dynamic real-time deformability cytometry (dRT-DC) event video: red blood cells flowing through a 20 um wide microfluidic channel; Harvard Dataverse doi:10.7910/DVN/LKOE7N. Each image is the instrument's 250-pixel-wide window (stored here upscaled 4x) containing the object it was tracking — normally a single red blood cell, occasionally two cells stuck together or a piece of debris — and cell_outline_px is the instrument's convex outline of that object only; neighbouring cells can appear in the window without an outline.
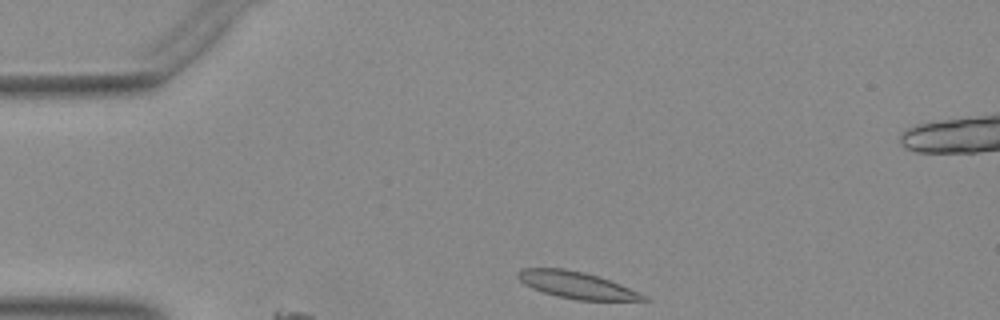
{"species": "Egyptian fruit bat (a non-hibernating species)", "species_latin": "Rousettus aegyptiacus", "temperature_condition": "warm", "stored_images_in_passage": 4, "camera_frame_rate_fps": 3000, "um_per_image_px": 0.085, "animal": {"sex": "female"}, "frame": {"image": 1, "passage_image": 1, "time_ms": 0.0, "image_size_px": [1000, 320], "cell_outline_px": [[648, 300], [576, 300], [556, 296], [532, 288], [524, 284], [516, 276], [516, 272], [524, 268], [564, 268], [584, 272], [620, 284], [640, 292]], "centroid_in_image_um": [48.96, 24.22], "position_along_channel_um": 36.0, "area_um2": 19.36}}